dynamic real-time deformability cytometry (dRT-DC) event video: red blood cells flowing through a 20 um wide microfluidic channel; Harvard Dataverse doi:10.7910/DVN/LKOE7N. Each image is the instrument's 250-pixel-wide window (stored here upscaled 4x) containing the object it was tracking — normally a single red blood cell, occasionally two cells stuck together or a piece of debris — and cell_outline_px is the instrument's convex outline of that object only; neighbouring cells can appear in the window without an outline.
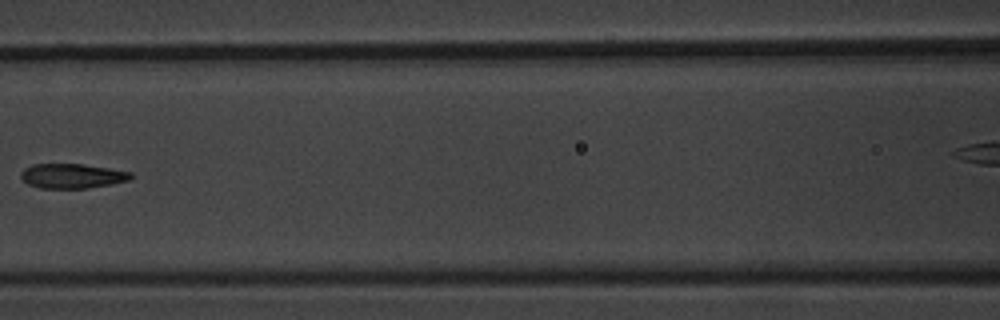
{"species": "common noctule bat (a hibernating species)", "species_latin": "Nyctalus noctula", "temperature_condition": "warm", "stored_images_in_passage": 8, "camera_frame_rate_fps": 3000, "um_per_image_px": 0.085, "animal": {"sex": "male", "body_mass_g": 20.1, "forearm_length_mm": 53.5}, "frame": {"image": 1, "passage_image": 7, "time_ms": 7.333, "image_size_px": [1000, 320], "cell_outline_px": [[132, 176], [128, 180], [112, 184], [88, 188], [40, 188], [28, 184], [20, 176], [20, 172], [24, 168], [32, 164], [84, 164], [132, 172]], "centroid_in_image_um": [6.11, 14.95], "position_along_channel_um": 160.5, "area_um2": 15.78}}
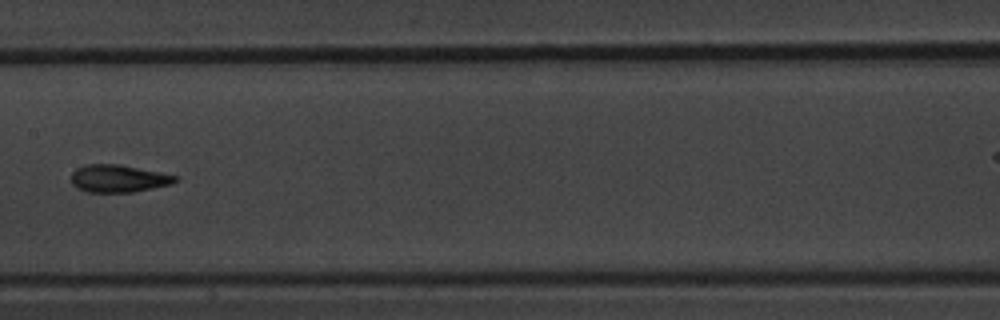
{"frame": {"image": 2, "passage_image": 8, "time_ms": 8.333, "image_size_px": [1000, 320], "cell_outline_px": [[180, 180], [172, 184], [132, 192], [88, 192], [76, 188], [72, 184], [72, 172], [76, 168], [88, 164], [120, 164], [180, 176]], "centroid_in_image_um": [10.1, 15.17], "position_along_channel_um": 197.3, "area_um2": 16.82}}